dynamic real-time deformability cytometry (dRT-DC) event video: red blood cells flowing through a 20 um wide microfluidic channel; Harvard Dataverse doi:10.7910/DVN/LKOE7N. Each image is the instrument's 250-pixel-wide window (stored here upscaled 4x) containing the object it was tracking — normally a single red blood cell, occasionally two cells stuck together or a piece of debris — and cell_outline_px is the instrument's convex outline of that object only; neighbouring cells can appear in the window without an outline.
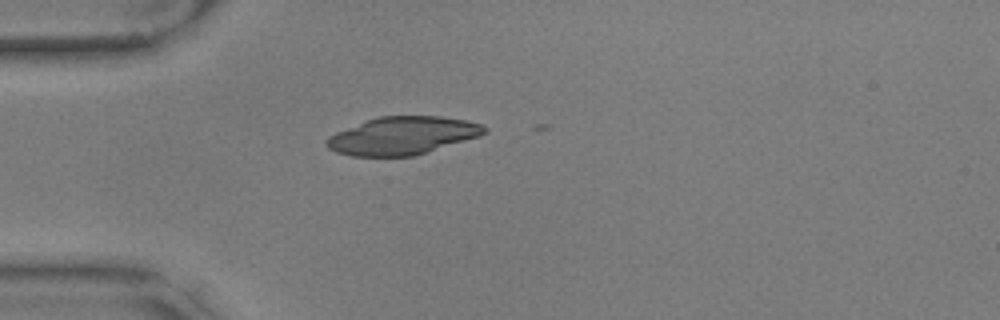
{"species": "common noctule bat (a hibernating species)", "species_latin": "Nyctalus noctula", "temperature_condition": "warm", "stored_images_in_passage": 12, "camera_frame_rate_fps": 3000, "um_per_image_px": 0.085, "animal": {"sex": "male", "body_mass_g": 17.9, "forearm_length_mm": 54.2}, "frame": {"image": 1, "passage_image": 2, "time_ms": 0.333, "image_size_px": [1000, 320], "cell_outline_px": [[488, 132], [480, 136], [412, 156], [352, 156], [336, 152], [328, 148], [324, 144], [324, 140], [328, 136], [336, 132], [368, 120], [380, 116], [440, 116], [468, 120], [480, 124], [488, 128]], "centroid_in_image_um": [34.21, 11.53], "position_along_channel_um": 50.8, "area_um2": 34.68}}